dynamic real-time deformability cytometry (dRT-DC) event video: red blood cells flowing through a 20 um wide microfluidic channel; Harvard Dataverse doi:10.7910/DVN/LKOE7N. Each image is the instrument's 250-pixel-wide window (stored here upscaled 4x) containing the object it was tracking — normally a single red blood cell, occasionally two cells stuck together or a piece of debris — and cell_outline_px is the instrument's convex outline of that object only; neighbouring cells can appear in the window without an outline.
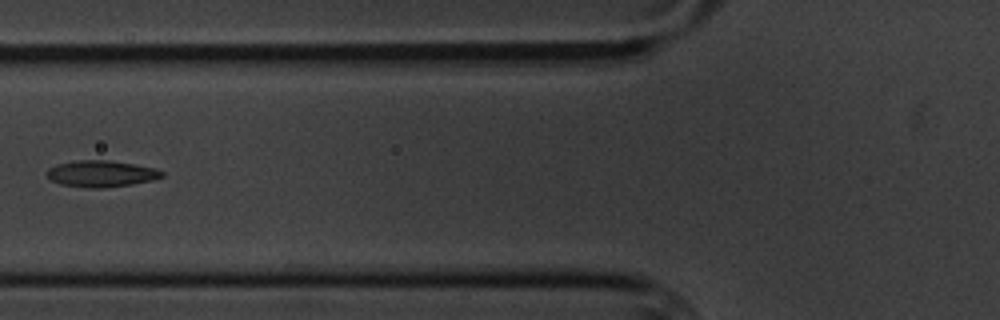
{"species": "common noctule bat (a hibernating species)", "species_latin": "Nyctalus noctula", "temperature_condition": "cold", "stored_images_in_passage": 4, "camera_frame_rate_fps": 3000, "um_per_image_px": 0.085, "animal": {"sex": "male", "body_mass_g": 20.1, "forearm_length_mm": 53.5}, "frame": {"image": 1, "passage_image": 4, "time_ms": 3.667, "image_size_px": [1000, 320], "cell_outline_px": [[164, 176], [152, 180], [132, 184], [104, 188], [88, 188], [60, 184], [52, 180], [48, 176], [48, 168], [60, 164], [80, 160], [108, 160], [156, 168], [164, 172]], "centroid_in_image_um": [8.64, 14.77], "position_along_channel_um": 117.2, "area_um2": 17.51}}